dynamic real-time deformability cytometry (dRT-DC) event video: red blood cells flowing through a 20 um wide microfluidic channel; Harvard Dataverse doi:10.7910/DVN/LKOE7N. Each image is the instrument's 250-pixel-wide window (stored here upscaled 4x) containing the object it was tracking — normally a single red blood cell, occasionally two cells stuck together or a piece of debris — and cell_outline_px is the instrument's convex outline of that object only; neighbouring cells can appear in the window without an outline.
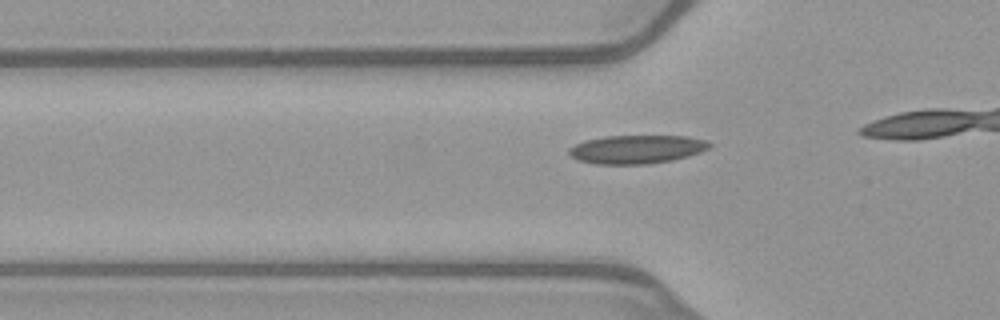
{"species": "common noctule bat (a hibernating species)", "species_latin": "Nyctalus noctula", "temperature_condition": "warm", "stored_images_in_passage": 20, "camera_frame_rate_fps": 3000, "um_per_image_px": 0.085, "animal": {"sex": "female", "body_mass_g": 21.9}, "frame": {"image": 1, "passage_image": 12, "time_ms": 3.667, "image_size_px": [1000, 320], "cell_outline_px": [[712, 144], [708, 148], [700, 152], [688, 156], [672, 160], [648, 164], [596, 164], [576, 160], [568, 152], [568, 148], [584, 140], [604, 136], [684, 136], [704, 140]], "centroid_in_image_um": [54.07, 12.69], "position_along_channel_um": 71.7, "area_um2": 23.29}}
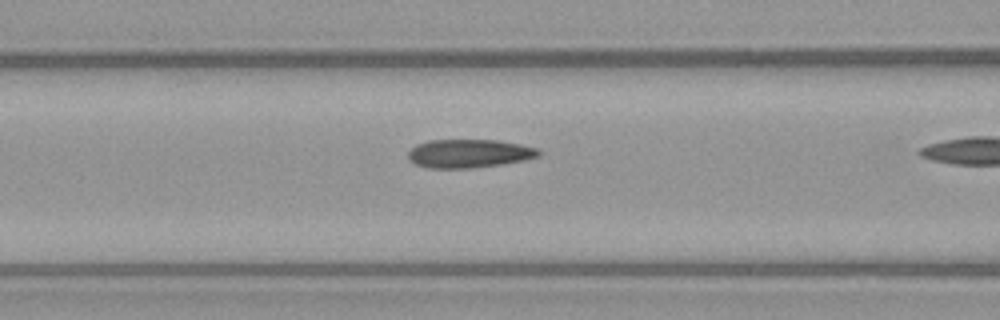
{"frame": {"image": 2, "passage_image": 16, "time_ms": 5.0, "image_size_px": [1000, 320], "cell_outline_px": [[540, 156], [524, 160], [500, 164], [472, 168], [428, 168], [416, 164], [408, 160], [408, 152], [416, 144], [428, 140], [500, 140], [520, 144], [536, 148], [540, 152]], "centroid_in_image_um": [39.84, 13.04], "position_along_channel_um": 126.8, "area_um2": 21.68}}
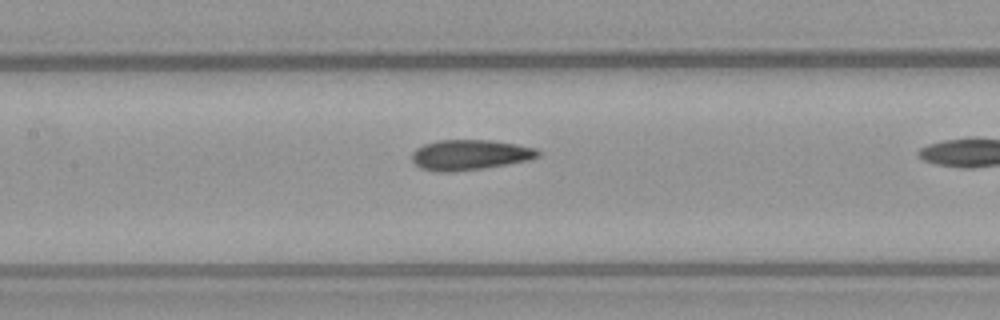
{"frame": {"image": 3, "passage_image": 19, "time_ms": 6.0, "image_size_px": [1000, 320], "cell_outline_px": [[540, 156], [528, 160], [508, 164], [484, 168], [452, 172], [436, 172], [420, 168], [412, 160], [412, 152], [416, 148], [424, 144], [436, 140], [492, 140], [516, 144], [536, 148], [540, 152]], "centroid_in_image_um": [39.93, 13.16], "position_along_channel_um": 167.5, "area_um2": 22.43}}